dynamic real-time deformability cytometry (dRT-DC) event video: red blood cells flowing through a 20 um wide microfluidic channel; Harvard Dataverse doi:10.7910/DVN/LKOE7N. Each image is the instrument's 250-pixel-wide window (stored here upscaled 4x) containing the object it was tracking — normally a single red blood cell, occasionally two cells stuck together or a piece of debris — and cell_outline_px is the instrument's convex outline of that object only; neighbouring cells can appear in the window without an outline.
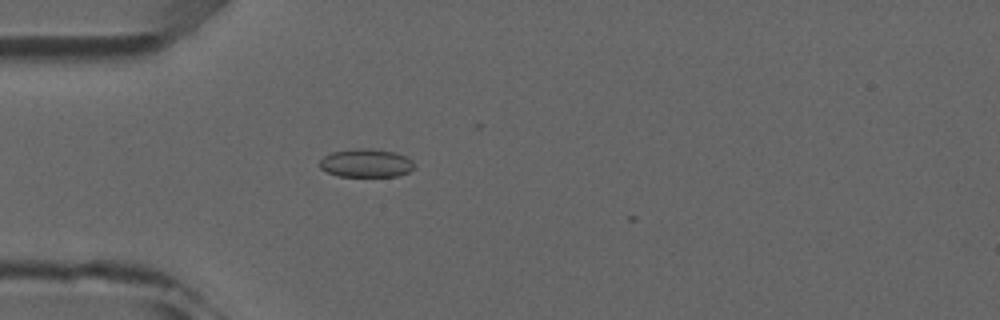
{"species": "common noctule bat (a hibernating species)", "species_latin": "Nyctalus noctula", "temperature_condition": "room temperature", "stored_images_in_passage": 4, "camera_frame_rate_fps": 3000, "um_per_image_px": 0.085, "animal": {"sex": "male", "forearm_length_mm": 52.5}, "frame": {"image": 1, "passage_image": 4, "time_ms": 3.333, "image_size_px": [1000, 320], "cell_outline_px": [[416, 168], [408, 172], [396, 176], [340, 176], [328, 172], [320, 168], [320, 160], [324, 156], [332, 152], [356, 148], [372, 148], [396, 152], [412, 160], [416, 164]], "centroid_in_image_um": [31.16, 13.85], "position_along_channel_um": 53.8, "area_um2": 15.72}}